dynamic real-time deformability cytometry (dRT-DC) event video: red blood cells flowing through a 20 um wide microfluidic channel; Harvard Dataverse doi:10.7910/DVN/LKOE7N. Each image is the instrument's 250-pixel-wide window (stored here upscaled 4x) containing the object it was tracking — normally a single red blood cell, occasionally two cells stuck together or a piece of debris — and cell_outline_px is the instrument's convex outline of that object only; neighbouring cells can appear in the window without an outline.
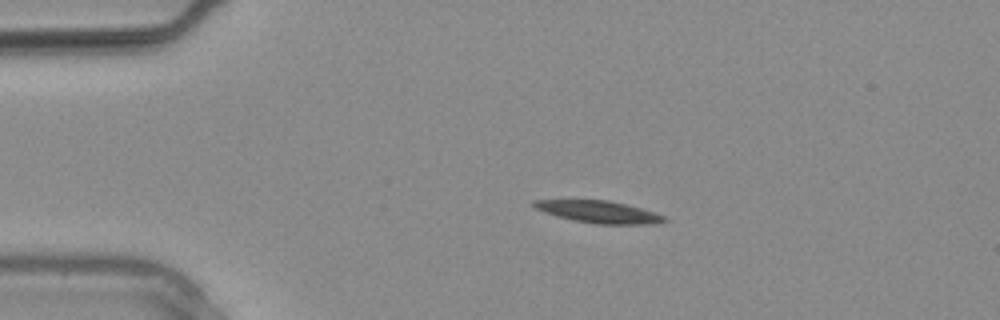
{"species": "common noctule bat (a hibernating species)", "species_latin": "Nyctalus noctula", "temperature_condition": "warm", "stored_images_in_passage": 29, "camera_frame_rate_fps": 3000, "um_per_image_px": 0.085, "animal": {"sex": "male", "body_mass_g": 20.4}, "frame": {"image": 1, "passage_image": 5, "time_ms": 1.333, "image_size_px": [1000, 320], "cell_outline_px": [[668, 220], [652, 224], [596, 224], [572, 220], [556, 216], [544, 212], [536, 208], [532, 204], [532, 200], [608, 200], [656, 212], [668, 216]], "centroid_in_image_um": [50.93, 18.01], "position_along_channel_um": 34.1, "area_um2": 16.82}}